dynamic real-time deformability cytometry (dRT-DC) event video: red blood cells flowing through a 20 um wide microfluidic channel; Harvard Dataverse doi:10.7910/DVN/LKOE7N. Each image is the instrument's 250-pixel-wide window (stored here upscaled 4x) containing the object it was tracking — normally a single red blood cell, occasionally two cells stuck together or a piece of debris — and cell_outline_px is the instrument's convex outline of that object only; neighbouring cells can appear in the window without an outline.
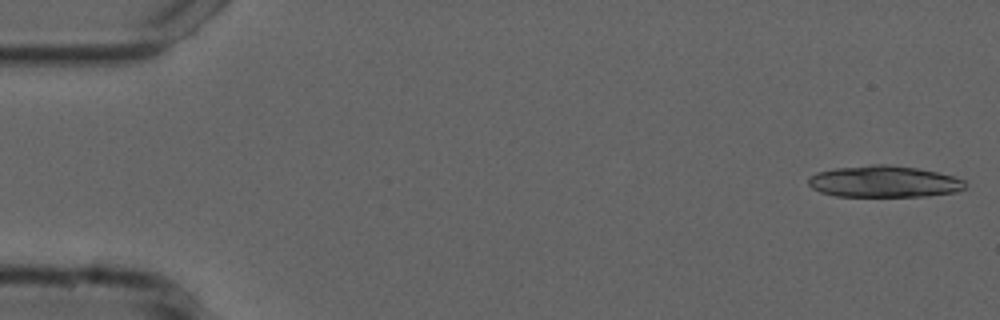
{"species": "common noctule bat (a hibernating species)", "species_latin": "Nyctalus noctula", "temperature_condition": "cold", "stored_images_in_passage": 13, "camera_frame_rate_fps": 3000, "um_per_image_px": 0.085, "animal": {"sex": "male", "forearm_length_mm": 52.5}, "frame": {"image": 1, "passage_image": 1, "time_ms": 0.0, "image_size_px": [1000, 320], "cell_outline_px": [[968, 184], [964, 188], [956, 192], [928, 196], [836, 196], [820, 192], [812, 188], [808, 184], [808, 180], [816, 172], [836, 168], [872, 164], [888, 164], [916, 168], [936, 172], [952, 176], [964, 180]], "centroid_in_image_um": [75.15, 15.43], "position_along_channel_um": 9.9, "area_um2": 28.84}}
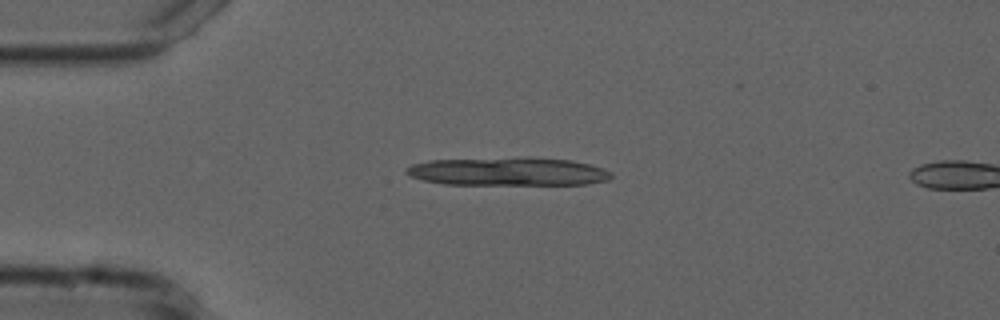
{"frame": {"image": 2, "passage_image": 12, "time_ms": 3.667, "image_size_px": [1000, 320], "cell_outline_px": [[612, 176], [608, 180], [588, 184], [444, 184], [424, 180], [412, 176], [404, 172], [412, 164], [428, 160], [572, 160], [604, 168], [612, 172]], "centroid_in_image_um": [43.22, 14.63], "position_along_channel_um": 41.8, "area_um2": 32.02}}